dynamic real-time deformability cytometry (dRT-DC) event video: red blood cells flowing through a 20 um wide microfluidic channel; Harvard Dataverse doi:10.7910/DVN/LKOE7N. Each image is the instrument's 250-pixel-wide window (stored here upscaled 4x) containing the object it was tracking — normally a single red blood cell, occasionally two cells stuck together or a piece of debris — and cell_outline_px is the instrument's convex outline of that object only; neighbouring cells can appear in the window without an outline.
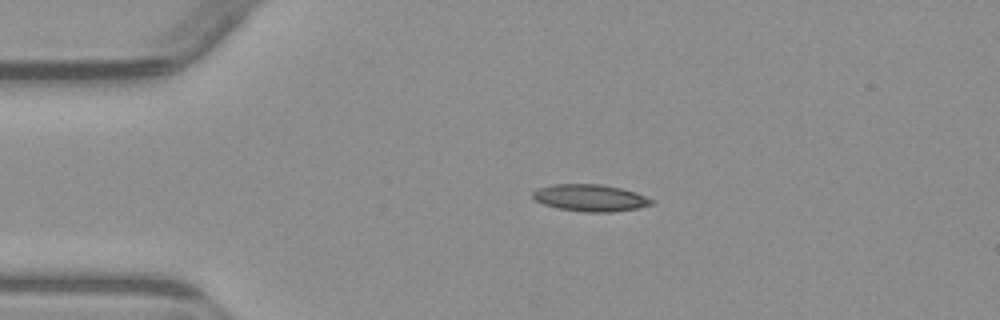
{"species": "common noctule bat (a hibernating species)", "species_latin": "Nyctalus noctula", "temperature_condition": "warm", "stored_images_in_passage": 2, "camera_frame_rate_fps": 3000, "um_per_image_px": 0.085, "animal": {"sex": "male", "body_mass_g": 23.1, "forearm_length_mm": 52.7}, "frame": {"image": 1, "passage_image": 1, "time_ms": 0.0, "image_size_px": [1000, 320], "cell_outline_px": [[656, 204], [640, 208], [612, 212], [584, 212], [560, 208], [544, 204], [536, 200], [532, 196], [532, 192], [540, 188], [556, 184], [600, 184], [620, 188], [636, 192], [656, 200]], "centroid_in_image_um": [50.27, 16.82], "position_along_channel_um": 34.7, "area_um2": 18.67}}